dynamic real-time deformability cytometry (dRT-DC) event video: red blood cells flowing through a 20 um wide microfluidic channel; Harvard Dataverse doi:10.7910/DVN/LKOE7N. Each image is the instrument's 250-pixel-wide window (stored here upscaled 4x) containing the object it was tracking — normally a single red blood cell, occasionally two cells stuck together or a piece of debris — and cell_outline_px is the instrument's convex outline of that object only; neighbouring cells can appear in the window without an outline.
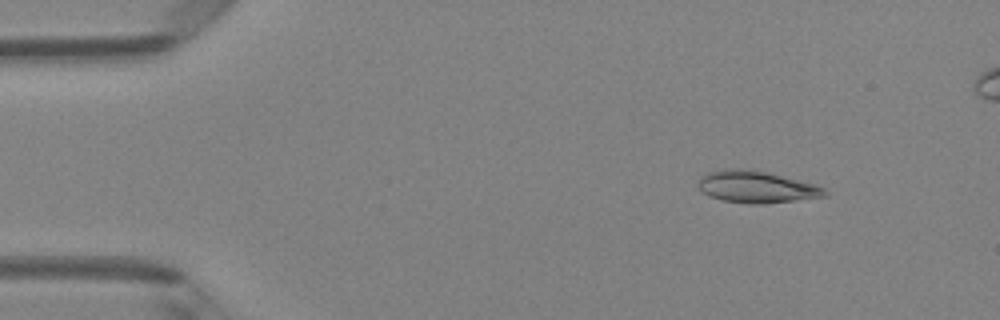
{"species": "Egyptian fruit bat (a non-hibernating species)", "species_latin": "Rousettus aegyptiacus", "temperature_condition": "room temperature", "stored_images_in_passage": 6, "camera_frame_rate_fps": 3000, "um_per_image_px": 0.085, "animal": {"sex": "female"}, "frame": {"image": 1, "passage_image": 2, "time_ms": 0.333, "image_size_px": [1000, 320], "cell_outline_px": [[828, 196], [764, 204], [752, 204], [720, 200], [708, 196], [700, 188], [700, 176], [708, 172], [736, 168], [740, 168], [764, 172], [816, 184], [824, 188], [828, 192]], "centroid_in_image_um": [64.33, 15.91], "position_along_channel_um": 20.7, "area_um2": 23.24}}
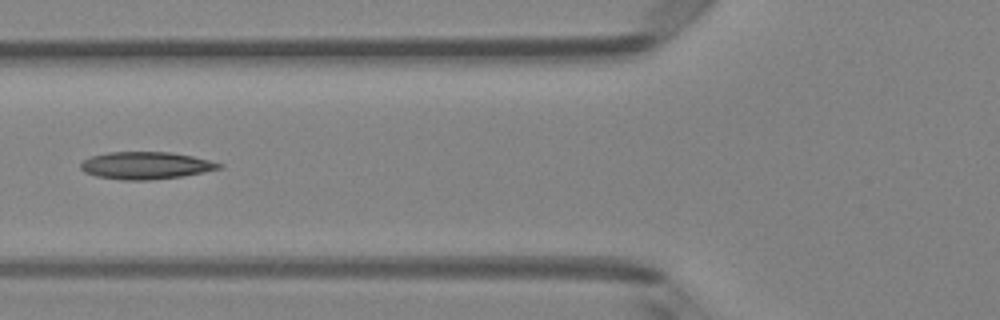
{"frame": {"image": 2, "passage_image": 6, "time_ms": 1.667, "image_size_px": [1000, 320], "cell_outline_px": [[224, 168], [184, 176], [148, 180], [124, 180], [96, 176], [84, 172], [80, 168], [80, 164], [84, 160], [92, 156], [108, 152], [168, 152], [192, 156], [224, 164]], "centroid_in_image_um": [12.41, 14.07], "position_along_channel_um": 113.4, "area_um2": 22.02}}